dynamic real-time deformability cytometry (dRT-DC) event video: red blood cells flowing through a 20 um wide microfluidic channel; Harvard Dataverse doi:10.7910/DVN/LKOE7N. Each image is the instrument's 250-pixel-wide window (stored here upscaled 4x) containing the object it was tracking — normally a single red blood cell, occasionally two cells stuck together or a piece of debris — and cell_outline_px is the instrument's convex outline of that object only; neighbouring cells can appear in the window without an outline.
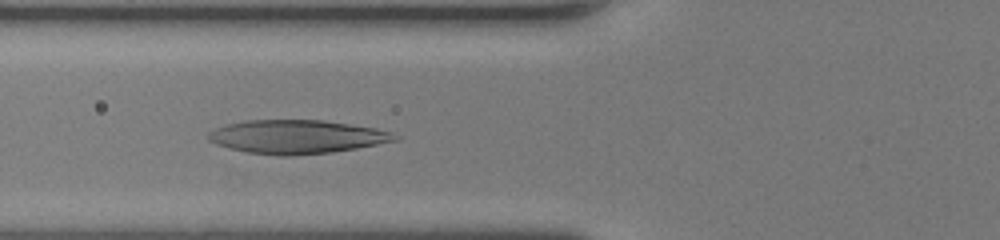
{"species": "human", "species_latin": "Homo sapiens", "temperature_condition": "room temperature", "stored_images_in_passage": 45, "camera_frame_rate_fps": 3000, "um_per_image_px": 0.085, "donor": {"sex": "female"}, "frame": {"image": 1, "passage_image": 17, "time_ms": 5.333, "image_size_px": [1000, 240], "cell_outline_px": [[400, 140], [356, 148], [332, 152], [288, 156], [284, 156], [248, 152], [228, 148], [216, 144], [208, 140], [208, 132], [216, 128], [228, 124], [248, 120], [324, 120], [376, 128], [392, 132], [400, 136]], "centroid_in_image_um": [25.26, 11.62], "position_along_channel_um": 100.5, "area_um2": 36.53}}
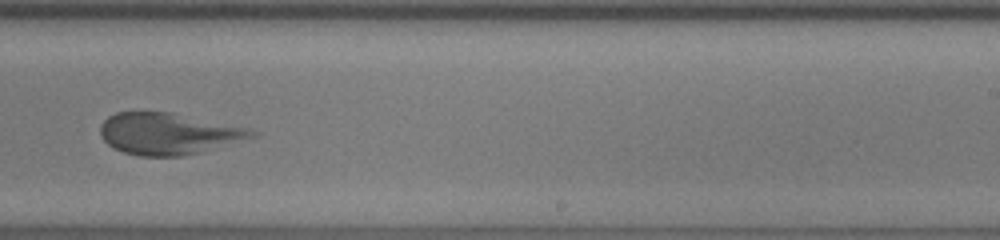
{"frame": {"image": 2, "passage_image": 29, "time_ms": 9.333, "image_size_px": [1000, 240], "cell_outline_px": [[260, 136], [200, 152], [180, 156], [140, 156], [124, 152], [112, 148], [100, 136], [100, 124], [108, 116], [116, 112], [172, 112], [248, 128], [260, 132]], "centroid_in_image_um": [14.32, 11.36], "position_along_channel_um": 274.7, "area_um2": 36.88}}
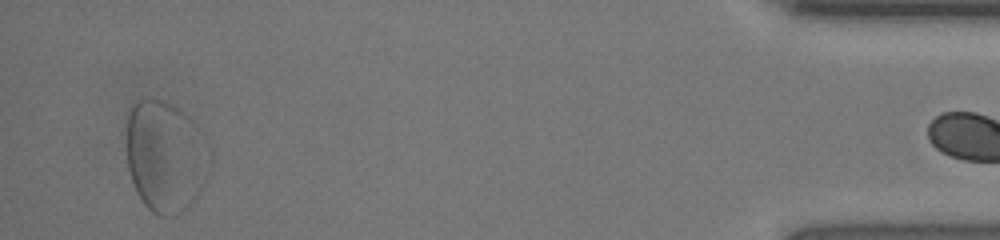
{"frame": {"image": 3, "passage_image": 44, "time_ms": 14.333, "image_size_px": [1000, 240], "cell_outline_px": [[208, 176], [200, 192], [192, 204], [184, 212], [176, 216], [160, 216], [152, 212], [144, 204], [136, 192], [128, 168], [128, 108], [132, 100], [140, 96], [148, 96], [172, 104], [180, 108], [196, 124], [204, 136]], "centroid_in_image_um": [14.03, 13.26], "position_along_channel_um": 421.2, "area_um2": 54.56}}